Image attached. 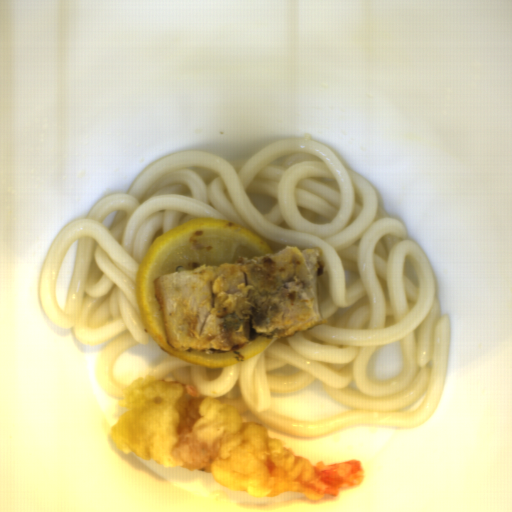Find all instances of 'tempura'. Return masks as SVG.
<instances>
[{
    "label": "tempura",
    "mask_w": 512,
    "mask_h": 512,
    "mask_svg": "<svg viewBox=\"0 0 512 512\" xmlns=\"http://www.w3.org/2000/svg\"><path fill=\"white\" fill-rule=\"evenodd\" d=\"M119 404L127 410L109 435L122 454L211 474L228 490L263 498L302 493L316 502L364 484L358 460L312 464L282 440L268 438L265 424L244 422L240 409L218 397H203L187 382H166L157 375L136 378Z\"/></svg>",
    "instance_id": "1"
}]
</instances>
